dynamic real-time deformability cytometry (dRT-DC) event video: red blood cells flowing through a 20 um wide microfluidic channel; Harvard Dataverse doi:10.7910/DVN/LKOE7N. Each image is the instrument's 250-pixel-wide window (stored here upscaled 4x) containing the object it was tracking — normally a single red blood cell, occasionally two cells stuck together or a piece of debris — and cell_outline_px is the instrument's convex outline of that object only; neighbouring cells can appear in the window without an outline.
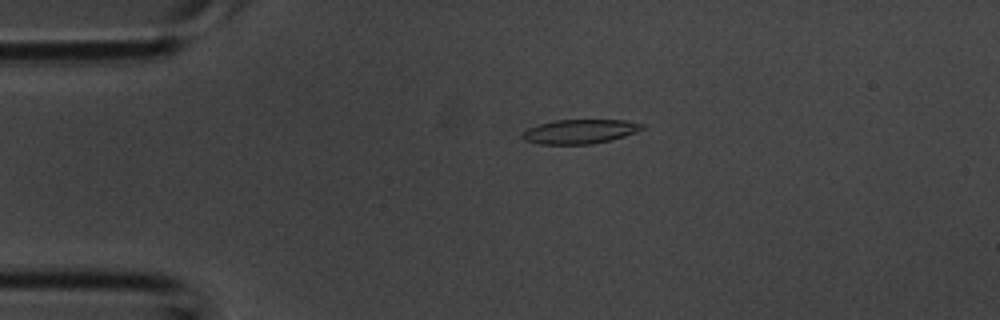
{"species": "common noctule bat (a hibernating species)", "species_latin": "Nyctalus noctula", "temperature_condition": "room temperature", "stored_images_in_passage": 5, "camera_frame_rate_fps": 3000, "um_per_image_px": 0.085, "animal": {"sex": "male", "body_mass_g": 20.1, "forearm_length_mm": 53.5}, "frame": {"image": 1, "passage_image": 3, "time_ms": 0.667, "image_size_px": [1000, 320], "cell_outline_px": [[644, 128], [636, 132], [624, 136], [592, 144], [540, 144], [524, 140], [520, 136], [528, 128], [540, 124], [556, 120], [624, 120], [644, 124]], "centroid_in_image_um": [49.28, 11.18], "position_along_channel_um": 35.7, "area_um2": 16.76}}
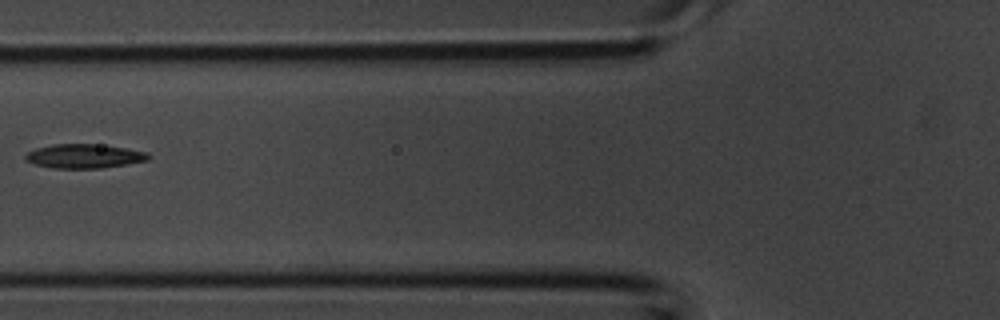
{"frame": {"image": 2, "passage_image": 5, "time_ms": 1.333, "image_size_px": [1000, 320], "cell_outline_px": [[152, 156], [148, 160], [100, 168], [52, 168], [32, 164], [24, 160], [24, 156], [28, 152], [36, 148], [52, 144], [92, 144], [124, 148], [148, 152]], "centroid_in_image_um": [7.1, 13.27], "position_along_channel_um": 118.7, "area_um2": 17.22}}